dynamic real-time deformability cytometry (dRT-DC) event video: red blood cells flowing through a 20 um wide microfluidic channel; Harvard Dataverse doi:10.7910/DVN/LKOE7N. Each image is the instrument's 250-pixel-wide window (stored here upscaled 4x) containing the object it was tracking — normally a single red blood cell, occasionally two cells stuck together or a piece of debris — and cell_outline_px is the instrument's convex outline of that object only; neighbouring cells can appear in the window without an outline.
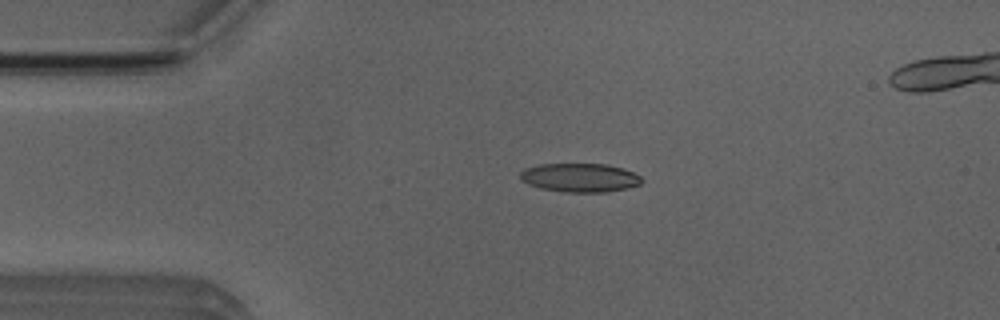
{"species": "Egyptian fruit bat (a non-hibernating species)", "species_latin": "Rousettus aegyptiacus", "temperature_condition": "room temperature", "stored_images_in_passage": 49, "camera_frame_rate_fps": 3000, "um_per_image_px": 0.085, "animal": {"sex": "male"}, "frame": {"image": 1, "passage_image": 10, "time_ms": 3.0, "image_size_px": [1000, 320], "cell_outline_px": [[644, 180], [640, 184], [628, 188], [604, 192], [568, 192], [540, 188], [528, 184], [520, 180], [520, 172], [524, 168], [540, 164], [608, 164], [624, 168], [640, 176]], "centroid_in_image_um": [49.29, 15.09], "position_along_channel_um": 35.7, "area_um2": 20.46}}
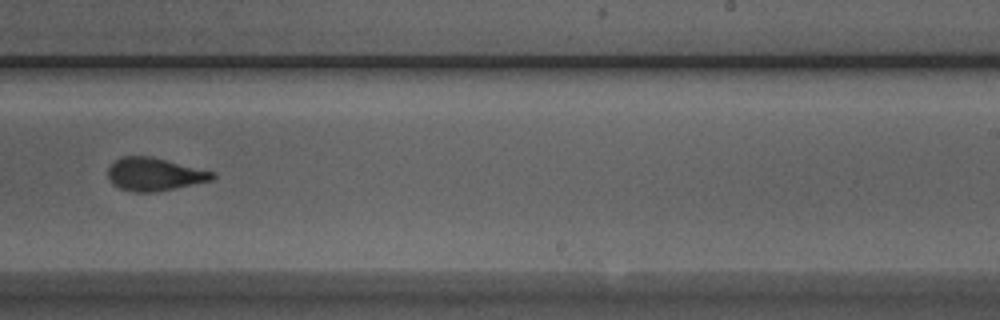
{"frame": {"image": 2, "passage_image": 31, "time_ms": 10.0, "image_size_px": [1000, 320], "cell_outline_px": [[216, 176], [212, 180], [152, 192], [132, 192], [120, 188], [112, 184], [108, 180], [108, 168], [120, 156], [148, 156], [216, 172]], "centroid_in_image_um": [13.09, 14.81], "position_along_channel_um": 275.9, "area_um2": 19.83}}
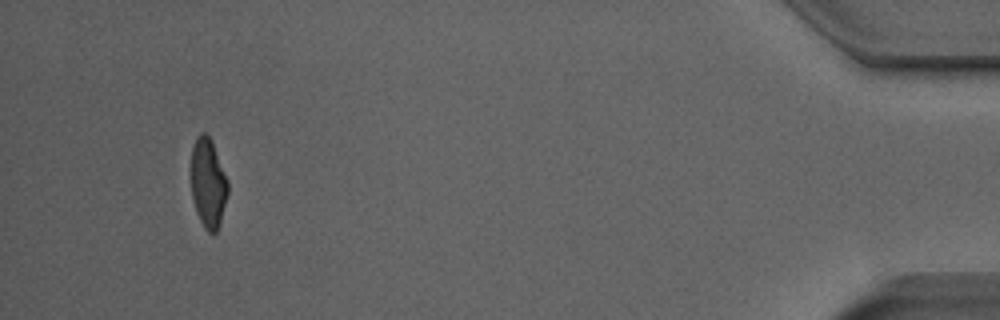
{"frame": {"image": 3, "passage_image": 48, "time_ms": 15.667, "image_size_px": [1000, 320], "cell_outline_px": [[228, 192], [220, 224], [216, 232], [208, 232], [204, 228], [196, 212], [192, 196], [192, 148], [196, 136], [200, 132], [204, 132], [208, 136], [212, 144], [228, 180]], "centroid_in_image_um": [17.69, 15.59], "position_along_channel_um": 417.5, "area_um2": 18.84}}